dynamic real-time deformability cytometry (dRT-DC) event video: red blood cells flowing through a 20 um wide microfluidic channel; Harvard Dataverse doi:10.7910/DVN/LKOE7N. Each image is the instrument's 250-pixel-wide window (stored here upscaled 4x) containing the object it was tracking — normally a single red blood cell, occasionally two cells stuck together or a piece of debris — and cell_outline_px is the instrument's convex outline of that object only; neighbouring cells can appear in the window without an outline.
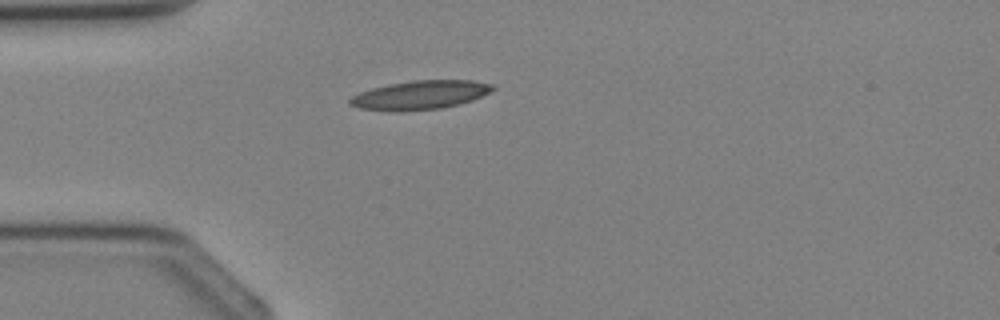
{"species": "Egyptian fruit bat (a non-hibernating species)", "species_latin": "Rousettus aegyptiacus", "temperature_condition": "cold", "stored_images_in_passage": 3, "camera_frame_rate_fps": 3000, "um_per_image_px": 0.085, "animal": {"sex": "female"}, "frame": {"image": 1, "passage_image": 3, "time_ms": 2.333, "image_size_px": [1000, 320], "cell_outline_px": [[496, 88], [472, 100], [460, 104], [440, 108], [396, 112], [392, 112], [360, 108], [348, 104], [348, 100], [352, 96], [360, 92], [372, 88], [388, 84], [412, 80], [472, 80], [496, 84]], "centroid_in_image_um": [35.7, 8.07], "position_along_channel_um": 49.3, "area_um2": 24.16}}